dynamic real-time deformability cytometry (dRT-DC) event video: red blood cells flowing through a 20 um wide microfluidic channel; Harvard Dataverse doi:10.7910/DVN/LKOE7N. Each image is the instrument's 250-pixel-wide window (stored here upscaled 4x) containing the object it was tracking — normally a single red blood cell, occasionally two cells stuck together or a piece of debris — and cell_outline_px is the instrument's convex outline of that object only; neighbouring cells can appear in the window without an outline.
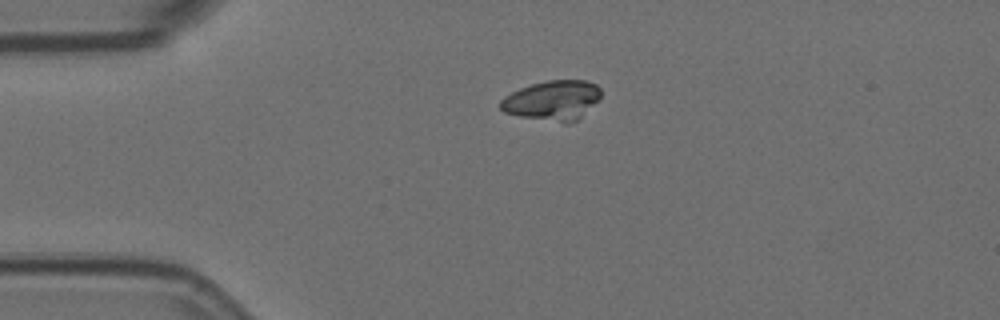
{"species": "Egyptian fruit bat (a non-hibernating species)", "species_latin": "Rousettus aegyptiacus", "temperature_condition": "room temperature", "stored_images_in_passage": 45, "camera_frame_rate_fps": 3000, "um_per_image_px": 0.085, "animal": {"sex": "female"}, "frame": {"image": 1, "passage_image": 1, "time_ms": 0.0, "image_size_px": [1000, 320], "cell_outline_px": [[600, 96], [576, 120], [568, 124], [564, 124], [520, 116], [504, 112], [500, 108], [500, 100], [504, 96], [520, 88], [532, 84], [548, 80], [588, 80], [596, 84], [600, 88]], "centroid_in_image_um": [46.93, 8.53], "position_along_channel_um": 38.1, "area_um2": 23.12}}
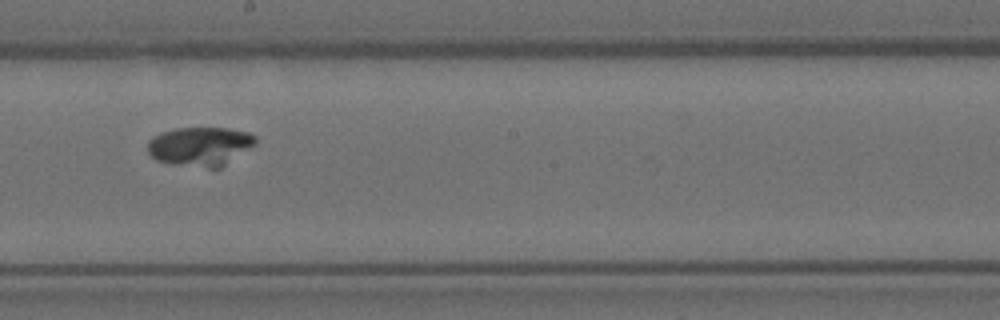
{"frame": {"image": 2, "passage_image": 20, "time_ms": 6.333, "image_size_px": [1000, 320], "cell_outline_px": [[256, 144], [220, 168], [208, 168], [172, 164], [156, 160], [148, 152], [148, 140], [160, 132], [176, 128], [228, 128], [248, 132], [256, 136]], "centroid_in_image_um": [17.01, 12.44], "position_along_channel_um": 231.2, "area_um2": 24.62}}
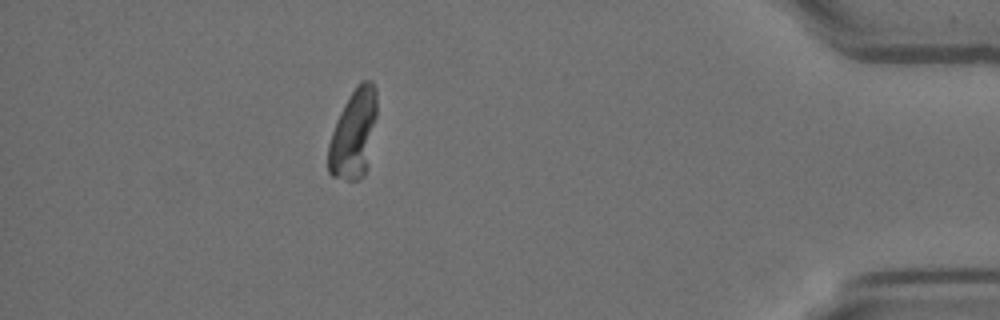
{"frame": {"image": 3, "passage_image": 39, "time_ms": 12.667, "image_size_px": [1000, 320], "cell_outline_px": [[376, 116], [368, 168], [364, 176], [360, 180], [348, 180], [332, 176], [328, 172], [328, 144], [336, 120], [344, 104], [356, 84], [360, 80], [372, 80], [376, 88]], "centroid_in_image_um": [30.06, 11.38], "position_along_channel_um": 405.1, "area_um2": 25.55}}